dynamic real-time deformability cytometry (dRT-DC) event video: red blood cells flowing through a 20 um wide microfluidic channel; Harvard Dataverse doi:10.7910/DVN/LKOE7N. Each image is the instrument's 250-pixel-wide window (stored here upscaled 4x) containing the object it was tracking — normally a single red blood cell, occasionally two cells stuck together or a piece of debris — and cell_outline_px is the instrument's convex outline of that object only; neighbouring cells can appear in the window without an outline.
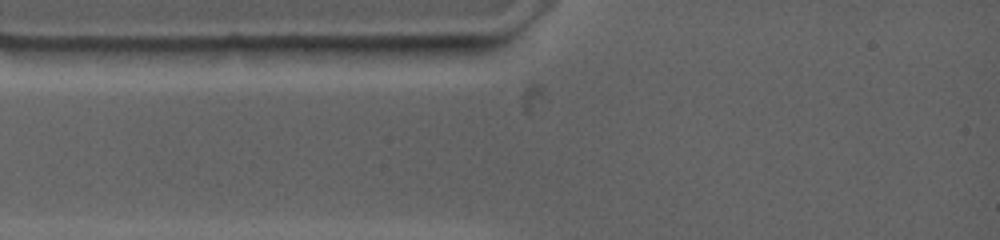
{"species": "common noctule bat (a hibernating species)", "species_latin": "Nyctalus noctula", "temperature_condition": "warm", "stored_images_in_passage": 1, "camera_frame_rate_fps": 4500, "um_per_image_px": 0.085, "animal": {"sex": "female", "body_mass_g": 19.0, "forearm_length_mm": 53.3}, "frame": {"image": 1, "passage_image": 1, "time_ms": 0.0, "image_size_px": [1000, 240], "cell_outline_px": [[480, 44], [424, 64], [364, 64], [320, 48], [412, 44]], "centroid_in_image_um": [33.91, 4.51], "position_along_channel_um": 51.1, "area_um2": 15.2}}